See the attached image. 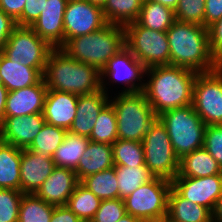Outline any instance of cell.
<instances>
[{"label": "cell", "mask_w": 222, "mask_h": 222, "mask_svg": "<svg viewBox=\"0 0 222 222\" xmlns=\"http://www.w3.org/2000/svg\"><path fill=\"white\" fill-rule=\"evenodd\" d=\"M147 82L142 92L158 116L164 111L191 105L197 72L173 65L145 69Z\"/></svg>", "instance_id": "6da1fadb"}, {"label": "cell", "mask_w": 222, "mask_h": 222, "mask_svg": "<svg viewBox=\"0 0 222 222\" xmlns=\"http://www.w3.org/2000/svg\"><path fill=\"white\" fill-rule=\"evenodd\" d=\"M23 195L15 189H0V222H18Z\"/></svg>", "instance_id": "74e56055"}, {"label": "cell", "mask_w": 222, "mask_h": 222, "mask_svg": "<svg viewBox=\"0 0 222 222\" xmlns=\"http://www.w3.org/2000/svg\"><path fill=\"white\" fill-rule=\"evenodd\" d=\"M68 130L45 122L41 131L27 148L44 157H52L64 141Z\"/></svg>", "instance_id": "d6a6232c"}, {"label": "cell", "mask_w": 222, "mask_h": 222, "mask_svg": "<svg viewBox=\"0 0 222 222\" xmlns=\"http://www.w3.org/2000/svg\"><path fill=\"white\" fill-rule=\"evenodd\" d=\"M55 167L52 157H44L28 149H22L20 191L24 194H35Z\"/></svg>", "instance_id": "ac0fdd59"}, {"label": "cell", "mask_w": 222, "mask_h": 222, "mask_svg": "<svg viewBox=\"0 0 222 222\" xmlns=\"http://www.w3.org/2000/svg\"><path fill=\"white\" fill-rule=\"evenodd\" d=\"M89 142V137L68 131L64 141L52 156L55 166L75 170Z\"/></svg>", "instance_id": "4316f807"}, {"label": "cell", "mask_w": 222, "mask_h": 222, "mask_svg": "<svg viewBox=\"0 0 222 222\" xmlns=\"http://www.w3.org/2000/svg\"><path fill=\"white\" fill-rule=\"evenodd\" d=\"M22 149L0 140V189L20 191Z\"/></svg>", "instance_id": "484cf974"}, {"label": "cell", "mask_w": 222, "mask_h": 222, "mask_svg": "<svg viewBox=\"0 0 222 222\" xmlns=\"http://www.w3.org/2000/svg\"><path fill=\"white\" fill-rule=\"evenodd\" d=\"M67 3L66 0H46L39 18L30 26L52 48L64 45L63 17Z\"/></svg>", "instance_id": "2e32d148"}, {"label": "cell", "mask_w": 222, "mask_h": 222, "mask_svg": "<svg viewBox=\"0 0 222 222\" xmlns=\"http://www.w3.org/2000/svg\"><path fill=\"white\" fill-rule=\"evenodd\" d=\"M117 176L119 198L124 200L139 186L155 178L146 165L114 166Z\"/></svg>", "instance_id": "f1b7e54d"}, {"label": "cell", "mask_w": 222, "mask_h": 222, "mask_svg": "<svg viewBox=\"0 0 222 222\" xmlns=\"http://www.w3.org/2000/svg\"><path fill=\"white\" fill-rule=\"evenodd\" d=\"M174 21V11L171 8L152 1L142 3L136 20L139 25L160 32H166Z\"/></svg>", "instance_id": "83f0119b"}, {"label": "cell", "mask_w": 222, "mask_h": 222, "mask_svg": "<svg viewBox=\"0 0 222 222\" xmlns=\"http://www.w3.org/2000/svg\"><path fill=\"white\" fill-rule=\"evenodd\" d=\"M166 35L170 65L197 73L210 72L221 65L210 51L207 27L175 20Z\"/></svg>", "instance_id": "7a4b0ae2"}, {"label": "cell", "mask_w": 222, "mask_h": 222, "mask_svg": "<svg viewBox=\"0 0 222 222\" xmlns=\"http://www.w3.org/2000/svg\"><path fill=\"white\" fill-rule=\"evenodd\" d=\"M52 49L31 27L17 25L9 36L2 53L9 60H17L21 65L45 68Z\"/></svg>", "instance_id": "8fae6325"}, {"label": "cell", "mask_w": 222, "mask_h": 222, "mask_svg": "<svg viewBox=\"0 0 222 222\" xmlns=\"http://www.w3.org/2000/svg\"><path fill=\"white\" fill-rule=\"evenodd\" d=\"M112 147L114 166L145 165L142 142L117 139Z\"/></svg>", "instance_id": "d590c367"}, {"label": "cell", "mask_w": 222, "mask_h": 222, "mask_svg": "<svg viewBox=\"0 0 222 222\" xmlns=\"http://www.w3.org/2000/svg\"><path fill=\"white\" fill-rule=\"evenodd\" d=\"M125 46L145 69L170 65V49L166 32L152 30L136 21L124 26Z\"/></svg>", "instance_id": "52a82bcc"}, {"label": "cell", "mask_w": 222, "mask_h": 222, "mask_svg": "<svg viewBox=\"0 0 222 222\" xmlns=\"http://www.w3.org/2000/svg\"><path fill=\"white\" fill-rule=\"evenodd\" d=\"M216 174H222V168L204 147L184 155L179 160L177 176L206 177Z\"/></svg>", "instance_id": "d4e9b609"}, {"label": "cell", "mask_w": 222, "mask_h": 222, "mask_svg": "<svg viewBox=\"0 0 222 222\" xmlns=\"http://www.w3.org/2000/svg\"><path fill=\"white\" fill-rule=\"evenodd\" d=\"M47 91L48 89L44 79L38 84L9 91L6 101L5 117L42 113Z\"/></svg>", "instance_id": "d6986e66"}, {"label": "cell", "mask_w": 222, "mask_h": 222, "mask_svg": "<svg viewBox=\"0 0 222 222\" xmlns=\"http://www.w3.org/2000/svg\"><path fill=\"white\" fill-rule=\"evenodd\" d=\"M101 200L79 183L68 199L67 207L83 222H90L100 206Z\"/></svg>", "instance_id": "1f68e13d"}, {"label": "cell", "mask_w": 222, "mask_h": 222, "mask_svg": "<svg viewBox=\"0 0 222 222\" xmlns=\"http://www.w3.org/2000/svg\"><path fill=\"white\" fill-rule=\"evenodd\" d=\"M26 0H0V9L21 26V14Z\"/></svg>", "instance_id": "7bdbcfd3"}, {"label": "cell", "mask_w": 222, "mask_h": 222, "mask_svg": "<svg viewBox=\"0 0 222 222\" xmlns=\"http://www.w3.org/2000/svg\"><path fill=\"white\" fill-rule=\"evenodd\" d=\"M46 0H26L21 14V26H31L40 16Z\"/></svg>", "instance_id": "b9f144b4"}, {"label": "cell", "mask_w": 222, "mask_h": 222, "mask_svg": "<svg viewBox=\"0 0 222 222\" xmlns=\"http://www.w3.org/2000/svg\"><path fill=\"white\" fill-rule=\"evenodd\" d=\"M110 99L116 119L118 139L142 142L158 118L144 93H117Z\"/></svg>", "instance_id": "5b68a950"}, {"label": "cell", "mask_w": 222, "mask_h": 222, "mask_svg": "<svg viewBox=\"0 0 222 222\" xmlns=\"http://www.w3.org/2000/svg\"><path fill=\"white\" fill-rule=\"evenodd\" d=\"M87 1L103 7V5L105 4V2H106L107 0H87Z\"/></svg>", "instance_id": "816d5d0a"}, {"label": "cell", "mask_w": 222, "mask_h": 222, "mask_svg": "<svg viewBox=\"0 0 222 222\" xmlns=\"http://www.w3.org/2000/svg\"><path fill=\"white\" fill-rule=\"evenodd\" d=\"M80 183L73 169L55 167L35 195L53 206H64Z\"/></svg>", "instance_id": "e0dca14e"}, {"label": "cell", "mask_w": 222, "mask_h": 222, "mask_svg": "<svg viewBox=\"0 0 222 222\" xmlns=\"http://www.w3.org/2000/svg\"><path fill=\"white\" fill-rule=\"evenodd\" d=\"M16 26V22L0 9V53L3 52L7 40Z\"/></svg>", "instance_id": "f6af8a7d"}, {"label": "cell", "mask_w": 222, "mask_h": 222, "mask_svg": "<svg viewBox=\"0 0 222 222\" xmlns=\"http://www.w3.org/2000/svg\"><path fill=\"white\" fill-rule=\"evenodd\" d=\"M203 147L222 168V125H208L206 127Z\"/></svg>", "instance_id": "ab89813d"}, {"label": "cell", "mask_w": 222, "mask_h": 222, "mask_svg": "<svg viewBox=\"0 0 222 222\" xmlns=\"http://www.w3.org/2000/svg\"><path fill=\"white\" fill-rule=\"evenodd\" d=\"M45 68L21 65L17 60H9L0 53V82L8 91H15L38 84L43 79Z\"/></svg>", "instance_id": "7402d4cb"}, {"label": "cell", "mask_w": 222, "mask_h": 222, "mask_svg": "<svg viewBox=\"0 0 222 222\" xmlns=\"http://www.w3.org/2000/svg\"><path fill=\"white\" fill-rule=\"evenodd\" d=\"M102 89L87 95H78L76 116L68 130L73 134L90 137L97 117L110 102V98Z\"/></svg>", "instance_id": "ffe728a7"}, {"label": "cell", "mask_w": 222, "mask_h": 222, "mask_svg": "<svg viewBox=\"0 0 222 222\" xmlns=\"http://www.w3.org/2000/svg\"><path fill=\"white\" fill-rule=\"evenodd\" d=\"M158 118L165 125L174 153L179 159L203 147L207 126L192 104L164 111Z\"/></svg>", "instance_id": "8992f818"}, {"label": "cell", "mask_w": 222, "mask_h": 222, "mask_svg": "<svg viewBox=\"0 0 222 222\" xmlns=\"http://www.w3.org/2000/svg\"><path fill=\"white\" fill-rule=\"evenodd\" d=\"M114 167L111 144L90 141L74 170L81 181L88 175Z\"/></svg>", "instance_id": "cb8c5ba5"}, {"label": "cell", "mask_w": 222, "mask_h": 222, "mask_svg": "<svg viewBox=\"0 0 222 222\" xmlns=\"http://www.w3.org/2000/svg\"><path fill=\"white\" fill-rule=\"evenodd\" d=\"M7 88L0 82V124L5 118V108L8 95Z\"/></svg>", "instance_id": "7dc6e473"}, {"label": "cell", "mask_w": 222, "mask_h": 222, "mask_svg": "<svg viewBox=\"0 0 222 222\" xmlns=\"http://www.w3.org/2000/svg\"><path fill=\"white\" fill-rule=\"evenodd\" d=\"M63 22L64 44L71 38L90 34L107 24L102 7L87 0L68 2Z\"/></svg>", "instance_id": "4fadbf2b"}, {"label": "cell", "mask_w": 222, "mask_h": 222, "mask_svg": "<svg viewBox=\"0 0 222 222\" xmlns=\"http://www.w3.org/2000/svg\"><path fill=\"white\" fill-rule=\"evenodd\" d=\"M208 33L210 51L222 65V17L208 27Z\"/></svg>", "instance_id": "60d3db41"}, {"label": "cell", "mask_w": 222, "mask_h": 222, "mask_svg": "<svg viewBox=\"0 0 222 222\" xmlns=\"http://www.w3.org/2000/svg\"><path fill=\"white\" fill-rule=\"evenodd\" d=\"M205 0H179L175 20L204 26Z\"/></svg>", "instance_id": "8d00e7d4"}, {"label": "cell", "mask_w": 222, "mask_h": 222, "mask_svg": "<svg viewBox=\"0 0 222 222\" xmlns=\"http://www.w3.org/2000/svg\"><path fill=\"white\" fill-rule=\"evenodd\" d=\"M142 220H140L137 217H134L130 214H125L120 220H118L117 222H141Z\"/></svg>", "instance_id": "f907efd6"}, {"label": "cell", "mask_w": 222, "mask_h": 222, "mask_svg": "<svg viewBox=\"0 0 222 222\" xmlns=\"http://www.w3.org/2000/svg\"><path fill=\"white\" fill-rule=\"evenodd\" d=\"M50 222H83L77 215L72 212L67 205L56 206L53 209V213Z\"/></svg>", "instance_id": "bcb514c9"}, {"label": "cell", "mask_w": 222, "mask_h": 222, "mask_svg": "<svg viewBox=\"0 0 222 222\" xmlns=\"http://www.w3.org/2000/svg\"><path fill=\"white\" fill-rule=\"evenodd\" d=\"M145 165L155 177L172 181L179 172V158L175 155L165 125L159 118L142 140Z\"/></svg>", "instance_id": "ba28073f"}, {"label": "cell", "mask_w": 222, "mask_h": 222, "mask_svg": "<svg viewBox=\"0 0 222 222\" xmlns=\"http://www.w3.org/2000/svg\"><path fill=\"white\" fill-rule=\"evenodd\" d=\"M90 141L113 144L118 139L117 119L114 108L109 102L97 117L95 126L89 137Z\"/></svg>", "instance_id": "e575fe53"}, {"label": "cell", "mask_w": 222, "mask_h": 222, "mask_svg": "<svg viewBox=\"0 0 222 222\" xmlns=\"http://www.w3.org/2000/svg\"><path fill=\"white\" fill-rule=\"evenodd\" d=\"M124 47V26L107 23L90 34L69 39L61 49L76 61L92 65L101 72Z\"/></svg>", "instance_id": "277c9868"}, {"label": "cell", "mask_w": 222, "mask_h": 222, "mask_svg": "<svg viewBox=\"0 0 222 222\" xmlns=\"http://www.w3.org/2000/svg\"><path fill=\"white\" fill-rule=\"evenodd\" d=\"M43 79L48 90L87 95L101 90V72L70 57L61 48L49 53Z\"/></svg>", "instance_id": "3957f363"}, {"label": "cell", "mask_w": 222, "mask_h": 222, "mask_svg": "<svg viewBox=\"0 0 222 222\" xmlns=\"http://www.w3.org/2000/svg\"><path fill=\"white\" fill-rule=\"evenodd\" d=\"M78 95L48 90L43 108L46 123L69 130L76 116Z\"/></svg>", "instance_id": "44dd1931"}, {"label": "cell", "mask_w": 222, "mask_h": 222, "mask_svg": "<svg viewBox=\"0 0 222 222\" xmlns=\"http://www.w3.org/2000/svg\"><path fill=\"white\" fill-rule=\"evenodd\" d=\"M144 75L145 68L125 46L107 62L101 71V89L108 94V88L106 87L108 83L105 82L110 80L113 84L122 82L125 86L127 85V88H123L121 93L141 92L144 88V81H146L143 80ZM107 77L108 79L105 81Z\"/></svg>", "instance_id": "7c38bea8"}, {"label": "cell", "mask_w": 222, "mask_h": 222, "mask_svg": "<svg viewBox=\"0 0 222 222\" xmlns=\"http://www.w3.org/2000/svg\"><path fill=\"white\" fill-rule=\"evenodd\" d=\"M212 222H222V194L219 196L212 212Z\"/></svg>", "instance_id": "c3c4849f"}, {"label": "cell", "mask_w": 222, "mask_h": 222, "mask_svg": "<svg viewBox=\"0 0 222 222\" xmlns=\"http://www.w3.org/2000/svg\"><path fill=\"white\" fill-rule=\"evenodd\" d=\"M43 113L5 117L0 124V140L27 149L45 124Z\"/></svg>", "instance_id": "9a60e30c"}, {"label": "cell", "mask_w": 222, "mask_h": 222, "mask_svg": "<svg viewBox=\"0 0 222 222\" xmlns=\"http://www.w3.org/2000/svg\"><path fill=\"white\" fill-rule=\"evenodd\" d=\"M125 214L124 200L120 198L101 200L100 206L90 222H117Z\"/></svg>", "instance_id": "f35d334b"}, {"label": "cell", "mask_w": 222, "mask_h": 222, "mask_svg": "<svg viewBox=\"0 0 222 222\" xmlns=\"http://www.w3.org/2000/svg\"><path fill=\"white\" fill-rule=\"evenodd\" d=\"M171 182L183 198L202 205L211 212L222 194V174L206 177L176 176Z\"/></svg>", "instance_id": "5bb4252c"}, {"label": "cell", "mask_w": 222, "mask_h": 222, "mask_svg": "<svg viewBox=\"0 0 222 222\" xmlns=\"http://www.w3.org/2000/svg\"><path fill=\"white\" fill-rule=\"evenodd\" d=\"M172 182L155 177L124 199L126 214L145 220H166Z\"/></svg>", "instance_id": "9c48e42d"}, {"label": "cell", "mask_w": 222, "mask_h": 222, "mask_svg": "<svg viewBox=\"0 0 222 222\" xmlns=\"http://www.w3.org/2000/svg\"><path fill=\"white\" fill-rule=\"evenodd\" d=\"M222 17V0H205L204 27H209Z\"/></svg>", "instance_id": "ee69618b"}, {"label": "cell", "mask_w": 222, "mask_h": 222, "mask_svg": "<svg viewBox=\"0 0 222 222\" xmlns=\"http://www.w3.org/2000/svg\"><path fill=\"white\" fill-rule=\"evenodd\" d=\"M67 2H75V1H81V0H66Z\"/></svg>", "instance_id": "db71d44e"}, {"label": "cell", "mask_w": 222, "mask_h": 222, "mask_svg": "<svg viewBox=\"0 0 222 222\" xmlns=\"http://www.w3.org/2000/svg\"><path fill=\"white\" fill-rule=\"evenodd\" d=\"M80 183L93 192L100 200L119 198L117 176L114 167L88 175Z\"/></svg>", "instance_id": "4dcf8cb0"}, {"label": "cell", "mask_w": 222, "mask_h": 222, "mask_svg": "<svg viewBox=\"0 0 222 222\" xmlns=\"http://www.w3.org/2000/svg\"><path fill=\"white\" fill-rule=\"evenodd\" d=\"M141 0H107L103 14L107 23L126 26L138 19L142 7Z\"/></svg>", "instance_id": "f546056e"}, {"label": "cell", "mask_w": 222, "mask_h": 222, "mask_svg": "<svg viewBox=\"0 0 222 222\" xmlns=\"http://www.w3.org/2000/svg\"><path fill=\"white\" fill-rule=\"evenodd\" d=\"M156 3H160L163 6L171 8L173 11L176 9L179 0H148Z\"/></svg>", "instance_id": "681fc988"}, {"label": "cell", "mask_w": 222, "mask_h": 222, "mask_svg": "<svg viewBox=\"0 0 222 222\" xmlns=\"http://www.w3.org/2000/svg\"><path fill=\"white\" fill-rule=\"evenodd\" d=\"M192 105L206 126L222 125V65L197 74Z\"/></svg>", "instance_id": "30bf717a"}, {"label": "cell", "mask_w": 222, "mask_h": 222, "mask_svg": "<svg viewBox=\"0 0 222 222\" xmlns=\"http://www.w3.org/2000/svg\"><path fill=\"white\" fill-rule=\"evenodd\" d=\"M167 222H212V212L183 198L173 187L168 195Z\"/></svg>", "instance_id": "603a6c76"}, {"label": "cell", "mask_w": 222, "mask_h": 222, "mask_svg": "<svg viewBox=\"0 0 222 222\" xmlns=\"http://www.w3.org/2000/svg\"><path fill=\"white\" fill-rule=\"evenodd\" d=\"M54 207L35 194H24L19 207L18 222H50Z\"/></svg>", "instance_id": "836d02e7"}, {"label": "cell", "mask_w": 222, "mask_h": 222, "mask_svg": "<svg viewBox=\"0 0 222 222\" xmlns=\"http://www.w3.org/2000/svg\"><path fill=\"white\" fill-rule=\"evenodd\" d=\"M141 222H167L166 220H145Z\"/></svg>", "instance_id": "f5cc1de1"}]
</instances>
